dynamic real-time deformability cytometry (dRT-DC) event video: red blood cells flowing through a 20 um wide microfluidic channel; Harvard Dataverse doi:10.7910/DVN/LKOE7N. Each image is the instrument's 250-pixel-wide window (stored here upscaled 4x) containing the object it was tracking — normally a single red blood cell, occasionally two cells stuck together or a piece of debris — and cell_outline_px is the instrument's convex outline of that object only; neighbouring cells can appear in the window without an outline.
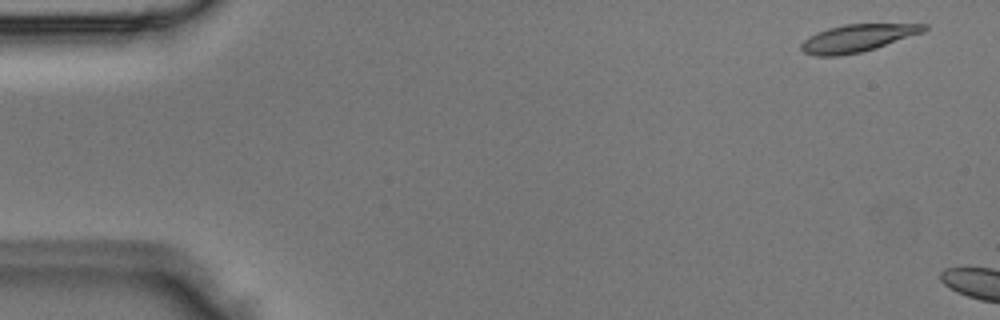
{"species": "Egyptian fruit bat (a non-hibernating species)", "species_latin": "Rousettus aegyptiacus", "temperature_condition": "room temperature", "stored_images_in_passage": 2, "camera_frame_rate_fps": 3000, "um_per_image_px": 0.085, "animal": {"sex": "male"}, "frame": {"image": 1, "passage_image": 1, "time_ms": 0.0, "image_size_px": [1000, 320], "cell_outline_px": [[928, 28], [924, 32], [876, 48], [860, 52], [836, 56], [816, 56], [804, 52], [800, 48], [800, 44], [808, 36], [816, 32], [828, 28], [844, 24], [928, 24]], "centroid_in_image_um": [72.87, 3.24], "position_along_channel_um": 12.1, "area_um2": 19.65}}